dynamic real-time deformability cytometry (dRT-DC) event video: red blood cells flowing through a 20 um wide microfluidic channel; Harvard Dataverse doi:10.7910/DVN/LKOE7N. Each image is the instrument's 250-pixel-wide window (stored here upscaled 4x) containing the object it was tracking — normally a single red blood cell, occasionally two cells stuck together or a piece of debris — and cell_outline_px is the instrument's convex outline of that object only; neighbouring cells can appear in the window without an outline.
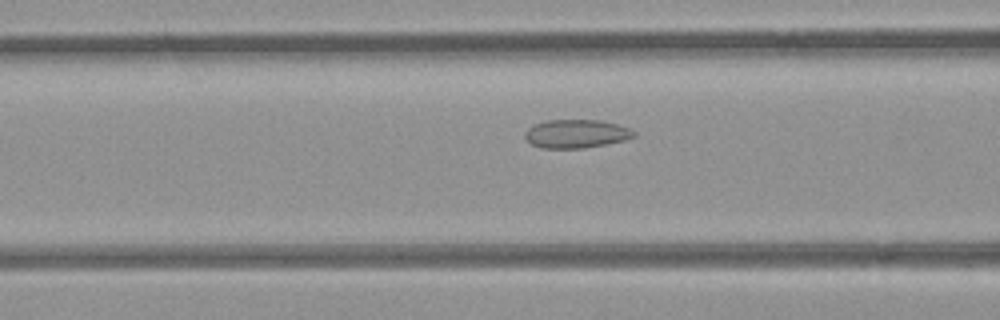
{"species": "common noctule bat (a hibernating species)", "species_latin": "Nyctalus noctula", "temperature_condition": "room temperature", "stored_images_in_passage": 27, "camera_frame_rate_fps": 3000, "um_per_image_px": 0.085, "animal": {"sex": "female", "body_mass_g": 21.9}, "frame": {"image": 1, "passage_image": 7, "time_ms": 2.0, "image_size_px": [1000, 320], "cell_outline_px": [[636, 136], [624, 140], [584, 148], [544, 148], [532, 144], [524, 136], [524, 132], [528, 128], [536, 124], [548, 120], [600, 120], [616, 124], [628, 128], [636, 132]], "centroid_in_image_um": [48.98, 11.37], "position_along_channel_um": 117.6, "area_um2": 17.86}}
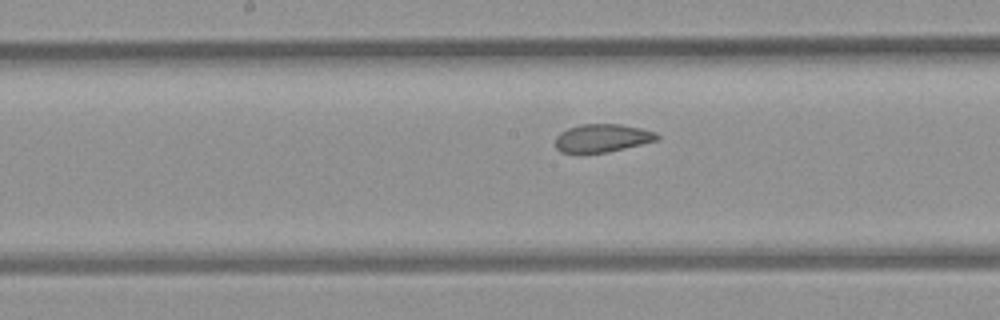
{"frame": {"image": 2, "passage_image": 13, "time_ms": 4.0, "image_size_px": [1000, 320], "cell_outline_px": [[660, 140], [608, 152], [560, 152], [556, 148], [556, 136], [560, 132], [568, 128], [580, 124], [620, 124], [640, 128], [656, 132], [660, 136]], "centroid_in_image_um": [51.22, 11.73], "position_along_channel_um": 197.0, "area_um2": 16.65}}
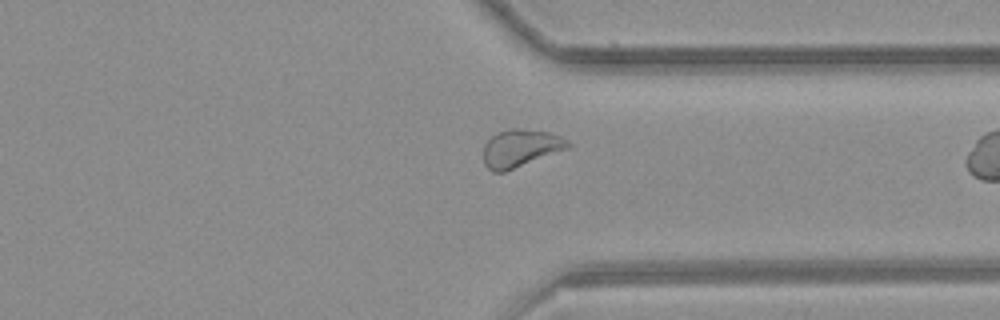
{"frame": {"image": 3, "passage_image": 26, "time_ms": 8.333, "image_size_px": [1000, 320], "cell_outline_px": [[572, 148], [504, 172], [492, 172], [484, 164], [484, 144], [496, 132], [508, 128], [516, 128], [548, 132], [560, 136], [568, 140], [572, 144]], "centroid_in_image_um": [44.28, 12.6], "position_along_channel_um": 367.1, "area_um2": 18.84}}